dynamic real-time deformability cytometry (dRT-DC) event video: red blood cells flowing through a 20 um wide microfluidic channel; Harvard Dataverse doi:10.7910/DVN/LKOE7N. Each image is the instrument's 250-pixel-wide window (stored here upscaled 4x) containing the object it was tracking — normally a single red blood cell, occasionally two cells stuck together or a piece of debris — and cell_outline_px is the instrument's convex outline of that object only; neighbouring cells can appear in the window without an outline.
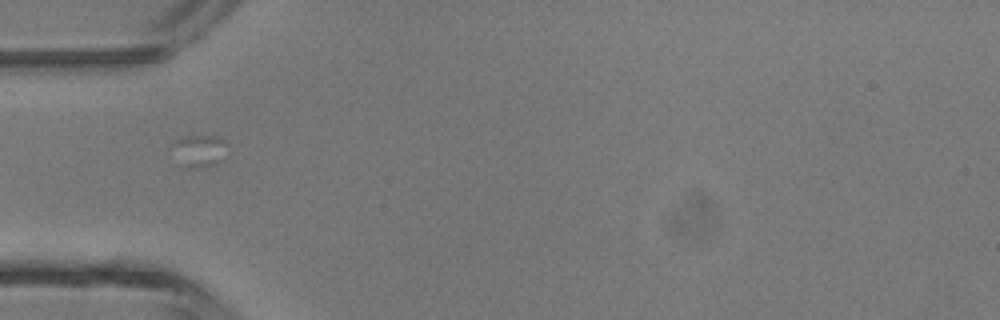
{"species": "common noctule bat (a hibernating species)", "species_latin": "Nyctalus noctula", "temperature_condition": "room temperature", "stored_images_in_passage": 3, "camera_frame_rate_fps": 3000, "um_per_image_px": 0.085, "animal": {"sex": "male", "body_mass_g": 13.3}, "frame": {"image": 1, "passage_image": 1, "time_ms": 0.0, "image_size_px": [1000, 320], "cell_outline_px": [[228, 156], [224, 160], [216, 164], [192, 168], [184, 168], [168, 148], [180, 136], [216, 136], [224, 140]], "centroid_in_image_um": [16.91, 12.82], "position_along_channel_um": 68.1, "area_um2": 10.75}}